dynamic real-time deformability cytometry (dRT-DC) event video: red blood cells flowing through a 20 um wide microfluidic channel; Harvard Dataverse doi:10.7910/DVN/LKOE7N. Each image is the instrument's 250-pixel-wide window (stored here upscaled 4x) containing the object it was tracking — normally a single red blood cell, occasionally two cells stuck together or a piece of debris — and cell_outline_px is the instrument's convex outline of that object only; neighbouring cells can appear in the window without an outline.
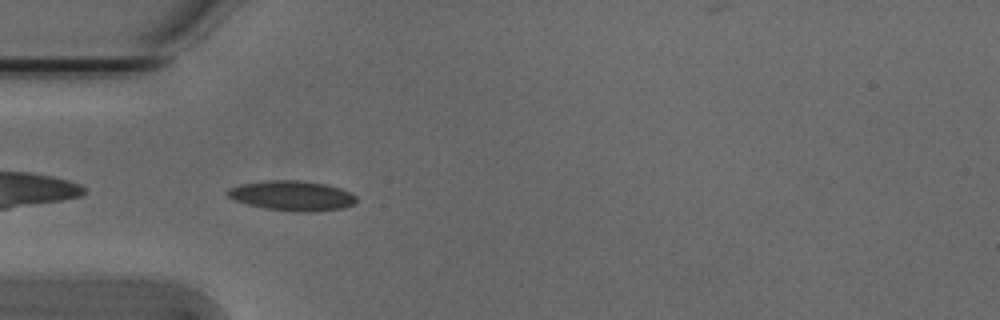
{"species": "Egyptian fruit bat (a non-hibernating species)", "species_latin": "Rousettus aegyptiacus", "temperature_condition": "cold", "stored_images_in_passage": 41, "camera_frame_rate_fps": 3000, "um_per_image_px": 0.085, "animal": {"sex": "male"}, "frame": {"image": 1, "passage_image": 2, "time_ms": 0.333, "image_size_px": [1000, 320], "cell_outline_px": [[356, 204], [344, 208], [316, 212], [292, 212], [264, 208], [248, 204], [236, 200], [228, 196], [224, 192], [228, 188], [240, 184], [268, 180], [300, 180], [324, 184], [340, 188], [352, 192], [356, 196]], "centroid_in_image_um": [24.85, 16.64], "position_along_channel_um": 60.1, "area_um2": 22.77}}
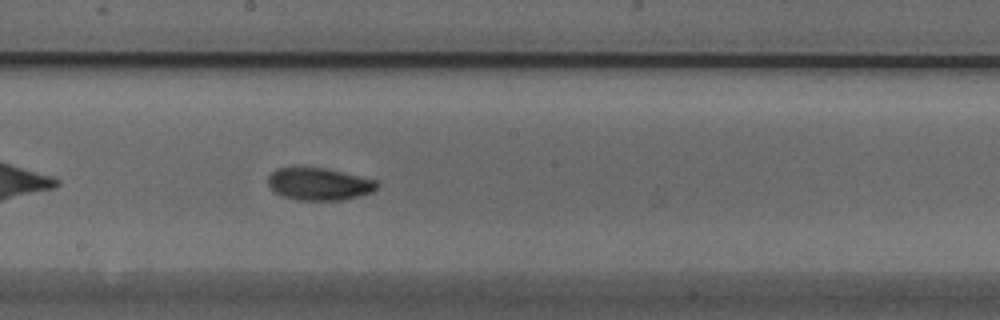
{"frame": {"image": 2, "passage_image": 15, "time_ms": 4.667, "image_size_px": [1000, 320], "cell_outline_px": [[380, 184], [372, 192], [360, 196], [340, 200], [296, 200], [272, 192], [268, 184], [268, 176], [276, 168], [300, 164], [324, 168], [376, 180]], "centroid_in_image_um": [27.05, 15.61], "position_along_channel_um": 221.2, "area_um2": 21.15}}
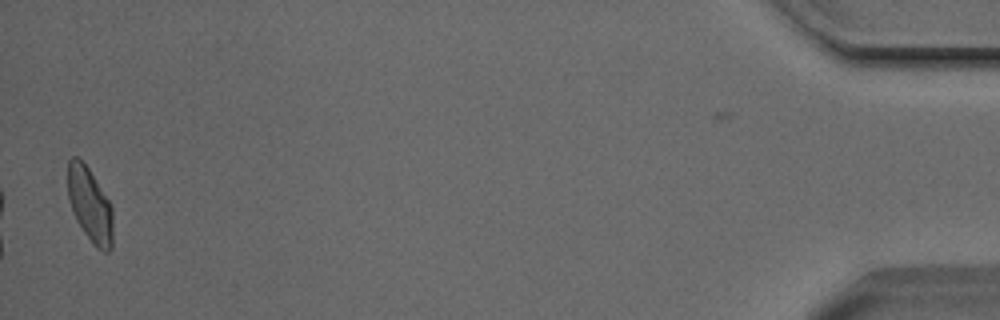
{"frame": {"image": 3, "passage_image": 39, "time_ms": 12.667, "image_size_px": [1000, 320], "cell_outline_px": [[112, 248], [108, 252], [104, 252], [96, 248], [84, 232], [76, 220], [68, 196], [68, 160], [72, 156], [76, 156], [88, 168], [112, 204]], "centroid_in_image_um": [7.66, 17.43], "position_along_channel_um": 427.5, "area_um2": 19.48}, "authors_computed_cell_mechanics": {"area_um2": 19.941, "velocity_mm_per_s": 3.7774, "shape_relaxation_time_tau1_ms": 3.8531, "shape_relaxation_time_tau2_ms": 2.5327, "deformation_change_tau1": 0.1053, "deformation_change_tau2": 0.0762}}